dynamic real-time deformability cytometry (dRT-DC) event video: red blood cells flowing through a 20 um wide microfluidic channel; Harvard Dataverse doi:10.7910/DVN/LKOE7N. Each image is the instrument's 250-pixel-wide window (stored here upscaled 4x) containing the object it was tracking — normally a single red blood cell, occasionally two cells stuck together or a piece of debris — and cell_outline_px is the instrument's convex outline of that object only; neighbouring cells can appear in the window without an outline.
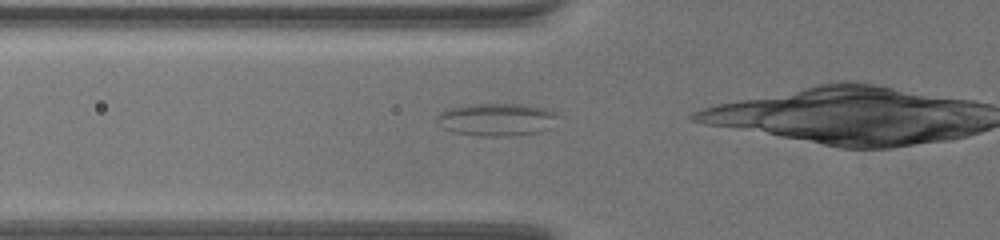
{"species": "common noctule bat (a hibernating species)", "species_latin": "Nyctalus noctula", "temperature_condition": "warm", "stored_images_in_passage": 29, "camera_frame_rate_fps": 3000, "um_per_image_px": 0.085, "animal": {"sex": "female", "body_mass_g": 19.5, "forearm_length_mm": 54.1}, "frame": {"image": 1, "passage_image": 21, "time_ms": 6.667, "image_size_px": [1000, 240], "cell_outline_px": [[552, 116], [540, 132], [512, 136], [480, 136], [452, 132], [444, 128], [436, 120], [436, 116], [440, 112], [448, 108], [468, 104], [524, 104], [544, 108], [552, 112]], "centroid_in_image_um": [42.03, 10.15], "position_along_channel_um": 83.8, "area_um2": 22.37}}
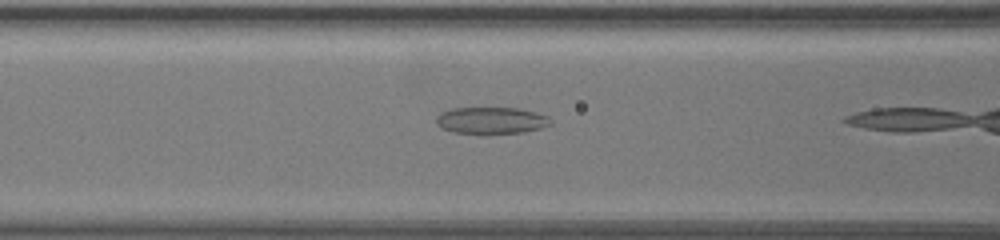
{"frame": {"image": 2, "passage_image": 25, "time_ms": 8.0, "image_size_px": [1000, 240], "cell_outline_px": [[552, 124], [540, 128], [524, 132], [484, 136], [480, 136], [452, 132], [436, 124], [436, 116], [452, 108], [516, 108], [548, 116]], "centroid_in_image_um": [41.73, 10.28], "position_along_channel_um": 124.9, "area_um2": 18.26}}
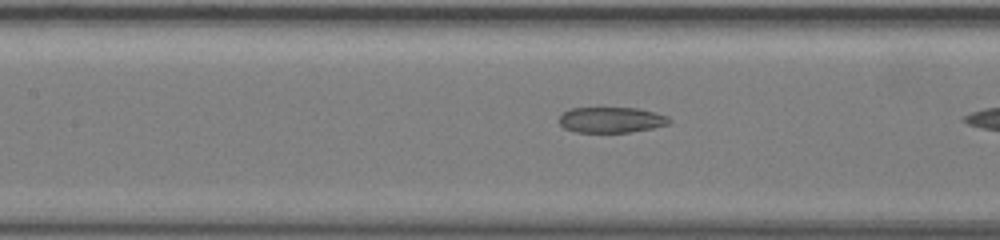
{"frame": {"image": 3, "passage_image": 28, "time_ms": 9.0, "image_size_px": [1000, 240], "cell_outline_px": [[672, 120], [668, 124], [652, 128], [628, 132], [576, 132], [564, 128], [560, 124], [560, 116], [564, 112], [572, 108], [636, 108], [668, 116]], "centroid_in_image_um": [51.95, 10.19], "position_along_channel_um": 155.4, "area_um2": 16.24}}